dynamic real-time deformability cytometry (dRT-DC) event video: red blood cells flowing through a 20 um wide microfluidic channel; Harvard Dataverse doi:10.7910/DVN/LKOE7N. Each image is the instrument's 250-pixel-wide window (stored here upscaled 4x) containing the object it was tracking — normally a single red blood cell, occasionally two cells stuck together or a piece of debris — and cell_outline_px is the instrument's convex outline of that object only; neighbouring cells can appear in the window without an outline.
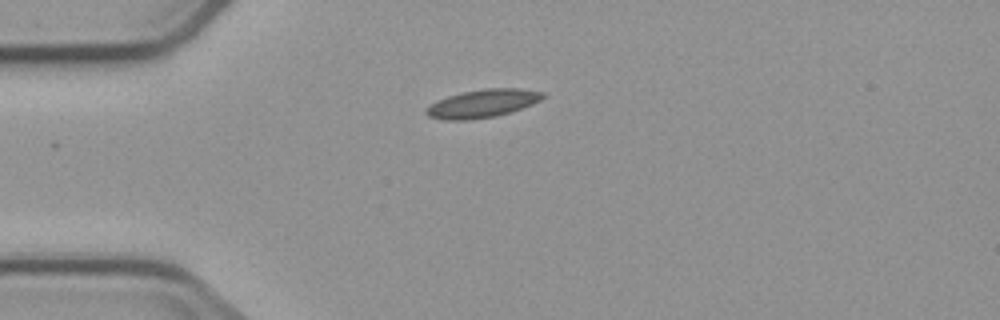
{"species": "common noctule bat (a hibernating species)", "species_latin": "Nyctalus noctula", "temperature_condition": "cold", "stored_images_in_passage": 5, "camera_frame_rate_fps": 3000, "um_per_image_px": 0.085, "animal": {"sex": "male", "body_mass_g": 23.1, "forearm_length_mm": 52.7}, "frame": {"image": 1, "passage_image": 1, "time_ms": 0.0, "image_size_px": [1000, 320], "cell_outline_px": [[544, 96], [540, 100], [532, 104], [496, 116], [464, 120], [448, 120], [428, 116], [424, 112], [424, 108], [436, 100], [448, 96], [464, 92], [484, 88], [520, 88], [544, 92]], "centroid_in_image_um": [40.98, 8.79], "position_along_channel_um": 44.0, "area_um2": 18.96}}
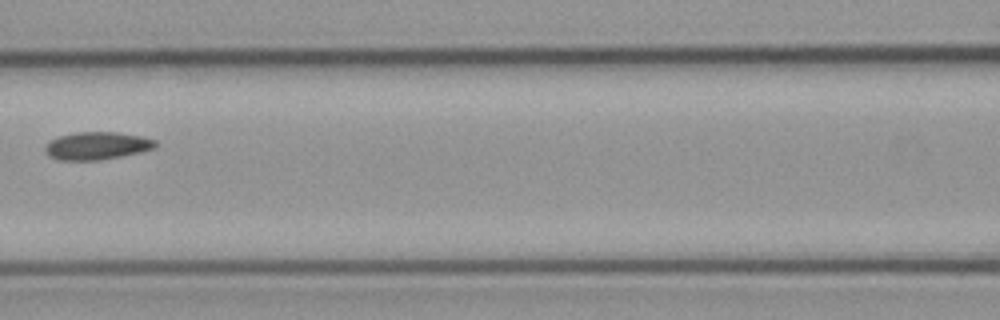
{"frame": {"image": 2, "passage_image": 4, "time_ms": 3.667, "image_size_px": [1000, 320], "cell_outline_px": [[156, 144], [152, 148], [140, 152], [100, 160], [56, 160], [48, 156], [44, 148], [48, 140], [60, 136], [76, 132], [116, 132], [140, 136], [156, 140]], "centroid_in_image_um": [8.17, 12.39], "position_along_channel_um": 158.4, "area_um2": 17.74}}
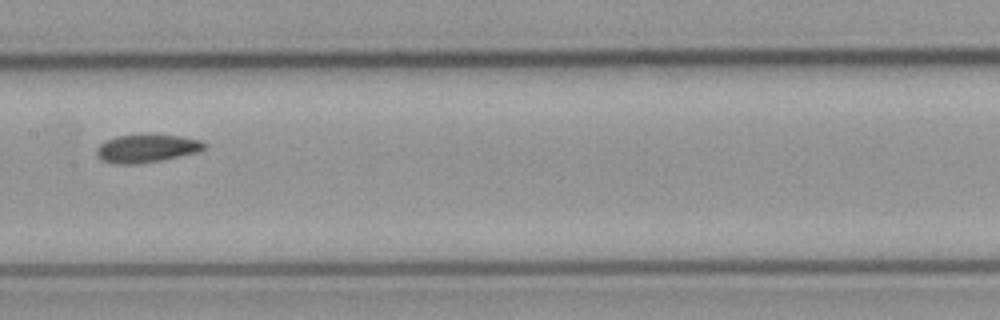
{"frame": {"image": 3, "passage_image": 5, "time_ms": 4.667, "image_size_px": [1000, 320], "cell_outline_px": [[208, 144], [204, 148], [196, 152], [160, 160], [136, 164], [116, 164], [104, 160], [96, 156], [96, 148], [100, 144], [116, 136], [148, 132], [180, 136], [200, 140]], "centroid_in_image_um": [12.45, 12.57], "position_along_channel_um": 194.9, "area_um2": 17.92}}